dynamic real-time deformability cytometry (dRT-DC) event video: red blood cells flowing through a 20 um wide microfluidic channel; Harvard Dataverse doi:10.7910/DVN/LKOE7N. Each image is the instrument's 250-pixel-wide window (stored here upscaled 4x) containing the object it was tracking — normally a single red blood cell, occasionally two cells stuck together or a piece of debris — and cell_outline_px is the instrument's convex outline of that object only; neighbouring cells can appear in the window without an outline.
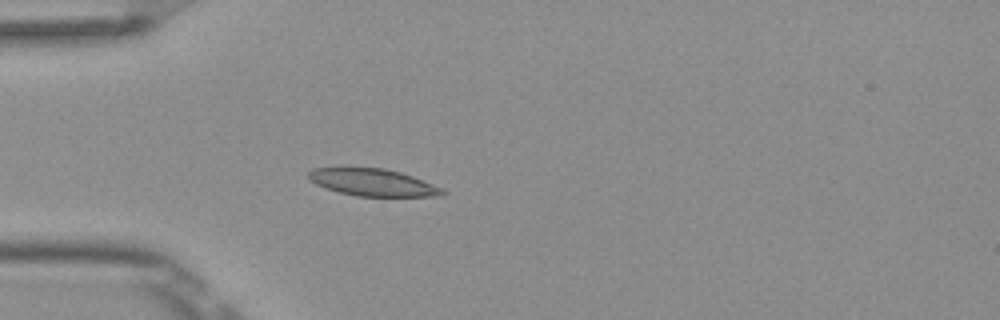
{"species": "Egyptian fruit bat (a non-hibernating species)", "species_latin": "Rousettus aegyptiacus", "temperature_condition": "room temperature", "stored_images_in_passage": 3, "camera_frame_rate_fps": 3000, "um_per_image_px": 0.085, "frame": {"image": 1, "passage_image": 3, "time_ms": 0.667, "image_size_px": [1000, 320], "cell_outline_px": [[448, 192], [444, 196], [356, 196], [324, 188], [308, 180], [308, 172], [312, 168], [348, 164], [384, 168], [400, 172], [412, 176], [432, 184]], "centroid_in_image_um": [31.57, 15.45], "position_along_channel_um": 53.4, "area_um2": 22.14}}